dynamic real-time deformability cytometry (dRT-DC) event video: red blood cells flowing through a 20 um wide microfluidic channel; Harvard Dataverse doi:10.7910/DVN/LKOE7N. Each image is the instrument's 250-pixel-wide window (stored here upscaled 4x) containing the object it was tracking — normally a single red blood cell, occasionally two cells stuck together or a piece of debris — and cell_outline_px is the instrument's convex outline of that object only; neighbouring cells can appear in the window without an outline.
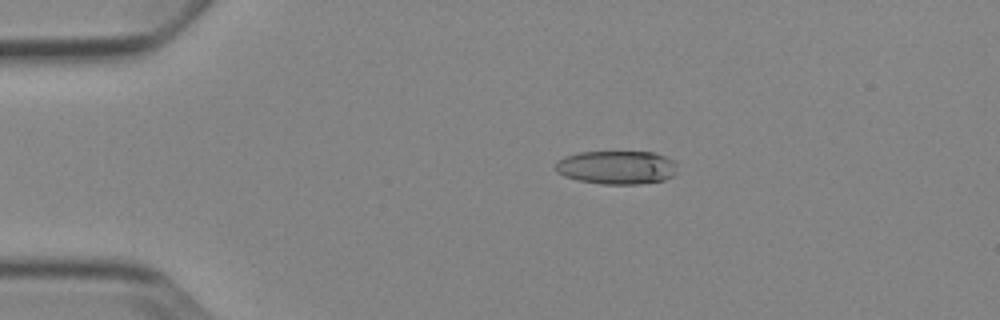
{"species": "Egyptian fruit bat (a non-hibernating species)", "species_latin": "Rousettus aegyptiacus", "temperature_condition": "cold", "stored_images_in_passage": 43, "camera_frame_rate_fps": 3000, "um_per_image_px": 0.085, "animal": {"sex": "female"}, "frame": {"image": 1, "passage_image": 1, "time_ms": 0.0, "image_size_px": [1000, 320], "cell_outline_px": [[676, 176], [664, 180], [640, 184], [600, 184], [580, 180], [564, 176], [556, 172], [552, 168], [556, 160], [564, 156], [580, 152], [656, 152], [672, 160], [676, 164]], "centroid_in_image_um": [52.39, 14.23], "position_along_channel_um": 32.6, "area_um2": 24.16}}
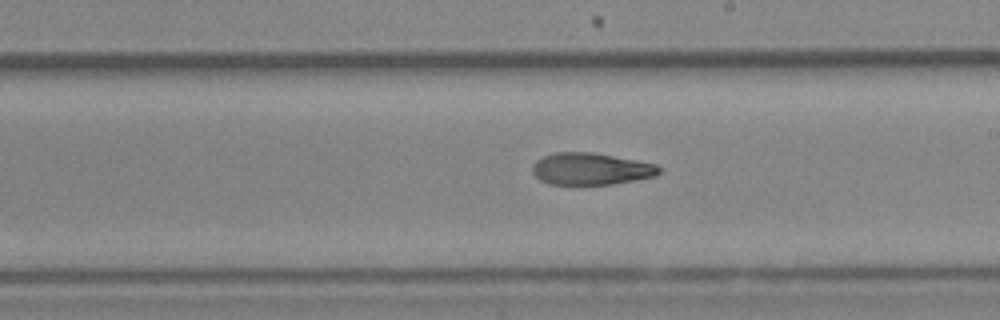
{"frame": {"image": 2, "passage_image": 21, "time_ms": 6.667, "image_size_px": [1000, 320], "cell_outline_px": [[660, 172], [656, 176], [636, 180], [612, 184], [548, 184], [540, 180], [532, 172], [532, 168], [536, 160], [544, 156], [556, 152], [592, 152], [636, 160], [656, 164], [660, 168]], "centroid_in_image_um": [50.23, 14.35], "position_along_channel_um": 238.8, "area_um2": 23.52}}
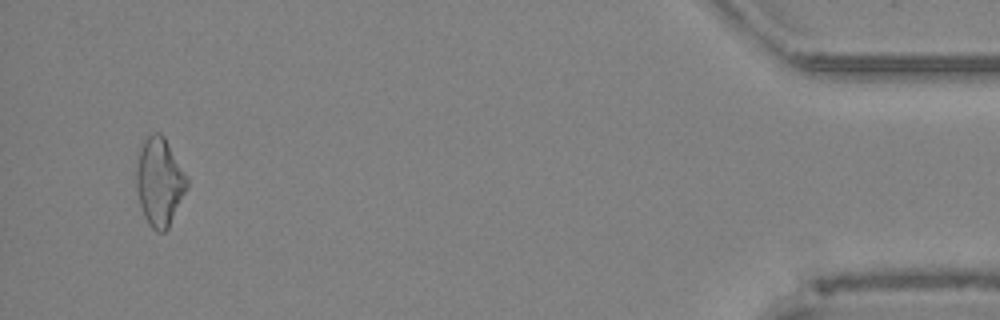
{"frame": {"image": 3, "passage_image": 41, "time_ms": 13.333, "image_size_px": [1000, 320], "cell_outline_px": [[188, 188], [168, 228], [164, 232], [156, 232], [148, 224], [144, 216], [140, 204], [136, 188], [136, 172], [140, 148], [144, 140], [152, 132], [160, 132], [164, 136], [184, 172], [188, 180]], "centroid_in_image_um": [13.55, 15.47], "position_along_channel_um": 421.6, "area_um2": 25.89}, "authors_computed_cell_mechanics": {"area_um2": 24.6228, "velocity_mm_per_s": 3.8638, "shape_relaxation_time_tau1_ms": 7.7949, "shape_relaxation_time_tau2_ms": 5.7034, "deformation_change_tau1": 0.179, "deformation_change_tau2": 0.1587}}